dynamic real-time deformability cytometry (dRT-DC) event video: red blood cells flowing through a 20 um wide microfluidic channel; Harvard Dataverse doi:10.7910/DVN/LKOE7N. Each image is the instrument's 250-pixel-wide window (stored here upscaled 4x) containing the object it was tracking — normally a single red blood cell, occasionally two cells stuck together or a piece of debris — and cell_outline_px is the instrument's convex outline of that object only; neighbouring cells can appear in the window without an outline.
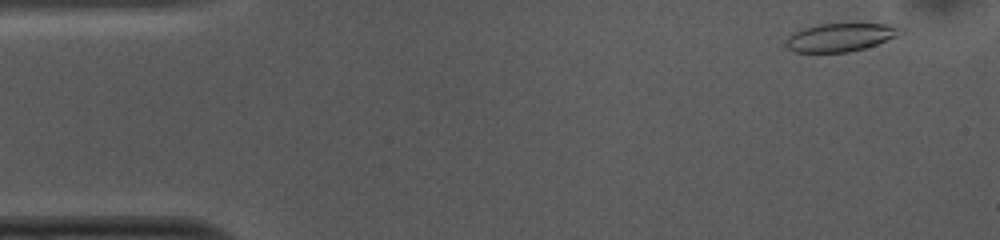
{"species": "common noctule bat (a hibernating species)", "species_latin": "Nyctalus noctula", "temperature_condition": "cold", "stored_images_in_passage": 51, "camera_frame_rate_fps": 3000, "um_per_image_px": 0.085, "animal": {"sex": "female", "body_mass_g": 10.0, "forearm_length_mm": 53.1}, "frame": {"image": 1, "passage_image": 2, "time_ms": 0.333, "image_size_px": [1000, 240], "cell_outline_px": [[904, 32], [900, 36], [864, 48], [848, 52], [796, 52], [788, 48], [784, 44], [788, 36], [804, 28], [820, 24], [888, 24], [904, 28]], "centroid_in_image_um": [71.48, 3.17], "position_along_channel_um": 13.5, "area_um2": 18.79}}
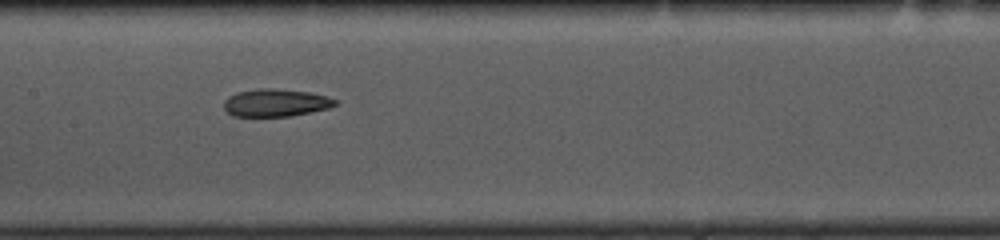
{"frame": {"image": 2, "passage_image": 23, "time_ms": 7.333, "image_size_px": [1000, 240], "cell_outline_px": [[340, 104], [328, 108], [312, 112], [292, 116], [232, 116], [224, 108], [224, 100], [228, 96], [236, 92], [256, 88], [272, 88], [312, 92], [328, 96], [340, 100]], "centroid_in_image_um": [23.49, 8.72], "position_along_channel_um": 183.9, "area_um2": 18.32}}
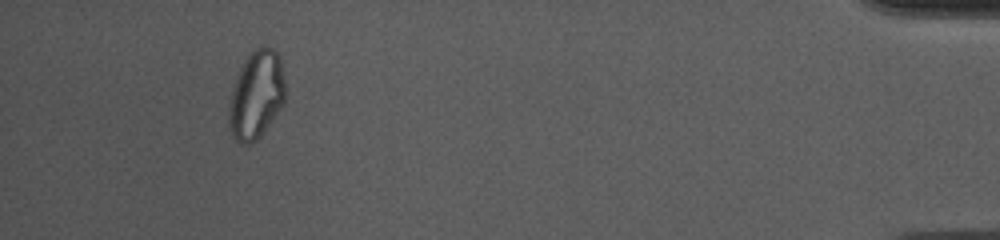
{"frame": {"image": 3, "passage_image": 47, "time_ms": 15.333, "image_size_px": [1000, 240], "cell_outline_px": [[284, 100], [280, 108], [260, 136], [252, 144], [240, 144], [232, 136], [228, 128], [228, 108], [236, 76], [244, 60], [260, 44], [268, 44], [280, 56], [284, 80]], "centroid_in_image_um": [21.76, 8.05], "position_along_channel_um": 413.4, "area_um2": 29.02}, "authors_computed_cell_mechanics": {"area_um2": 19.8832, "velocity_mm_per_s": 3.7374, "shape_relaxation_time_tau1_ms": null, "shape_relaxation_time_tau2_ms": 3.3717, "deformation_change_tau1": null, "deformation_change_tau2": 0.1039}}